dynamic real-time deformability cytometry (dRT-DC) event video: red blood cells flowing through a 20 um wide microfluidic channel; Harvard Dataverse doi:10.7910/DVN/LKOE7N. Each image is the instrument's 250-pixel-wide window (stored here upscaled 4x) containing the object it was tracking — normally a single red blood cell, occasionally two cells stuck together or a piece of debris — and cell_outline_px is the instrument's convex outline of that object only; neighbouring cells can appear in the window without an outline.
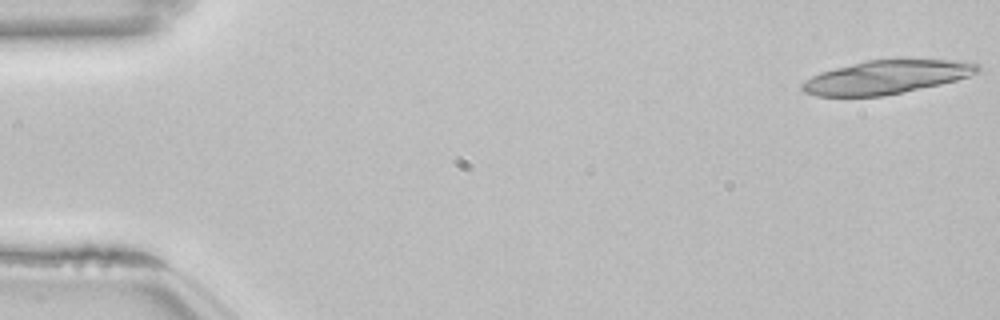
{"species": "common noctule bat (a hibernating species)", "species_latin": "Nyctalus noctula", "temperature_condition": "room temperature", "stored_images_in_passage": 20, "camera_frame_rate_fps": 3000, "um_per_image_px": 0.085, "animal": {"sex": "female", "body_mass_g": 22.7, "forearm_length_mm": 54.2}, "frame": {"image": 1, "passage_image": 1, "time_ms": 0.0, "image_size_px": [1000, 320], "cell_outline_px": [[980, 72], [956, 80], [940, 84], [884, 96], [816, 96], [804, 92], [800, 88], [800, 84], [812, 76], [820, 72], [868, 60], [948, 60], [980, 64]], "centroid_in_image_um": [75.32, 6.57], "position_along_channel_um": 9.7, "area_um2": 33.87}}